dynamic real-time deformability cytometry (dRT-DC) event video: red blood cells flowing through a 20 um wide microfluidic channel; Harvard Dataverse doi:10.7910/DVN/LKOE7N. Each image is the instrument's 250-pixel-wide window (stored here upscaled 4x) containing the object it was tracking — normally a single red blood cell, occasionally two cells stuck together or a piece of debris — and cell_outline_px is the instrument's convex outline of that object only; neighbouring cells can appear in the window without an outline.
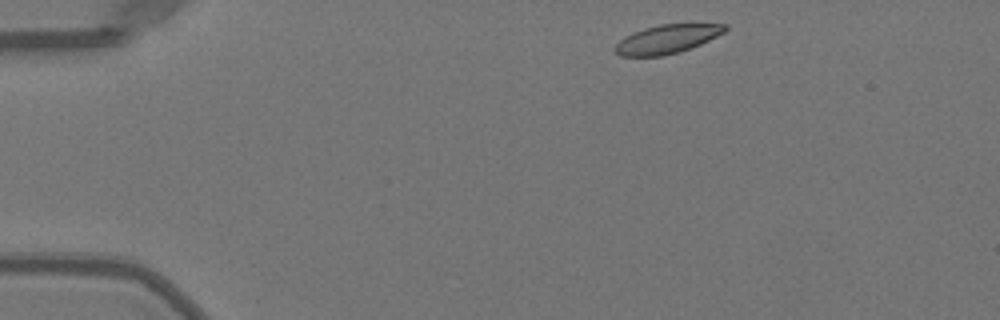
{"species": "Egyptian fruit bat (a non-hibernating species)", "species_latin": "Rousettus aegyptiacus", "temperature_condition": "warm", "stored_images_in_passage": 17, "camera_frame_rate_fps": 3000, "um_per_image_px": 0.085, "animal": {"sex": "female"}, "frame": {"image": 1, "passage_image": 2, "time_ms": 0.333, "image_size_px": [1000, 320], "cell_outline_px": [[728, 28], [724, 32], [700, 44], [680, 52], [664, 56], [620, 56], [612, 48], [624, 36], [632, 32], [644, 28], [660, 24], [728, 24]], "centroid_in_image_um": [56.66, 3.33], "position_along_channel_um": 28.3, "area_um2": 18.44}}
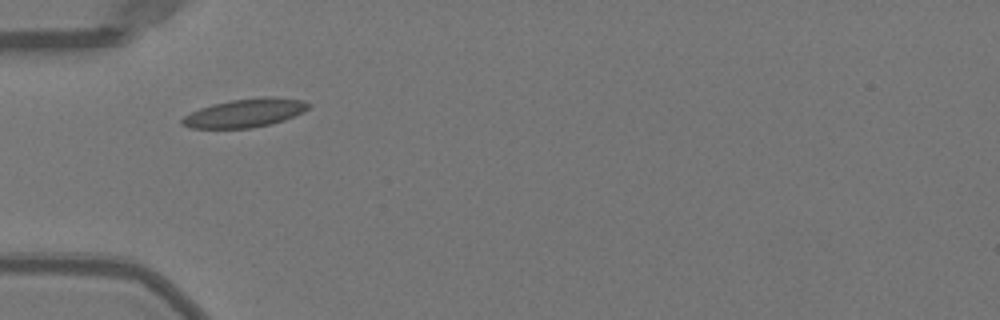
{"frame": {"image": 2, "passage_image": 10, "time_ms": 3.0, "image_size_px": [1000, 320], "cell_outline_px": [[312, 104], [304, 112], [284, 120], [272, 124], [252, 128], [192, 128], [180, 124], [180, 120], [184, 116], [200, 108], [212, 104], [232, 100], [264, 96], [272, 96], [304, 100]], "centroid_in_image_um": [20.86, 9.6], "position_along_channel_um": 64.1, "area_um2": 21.15}}
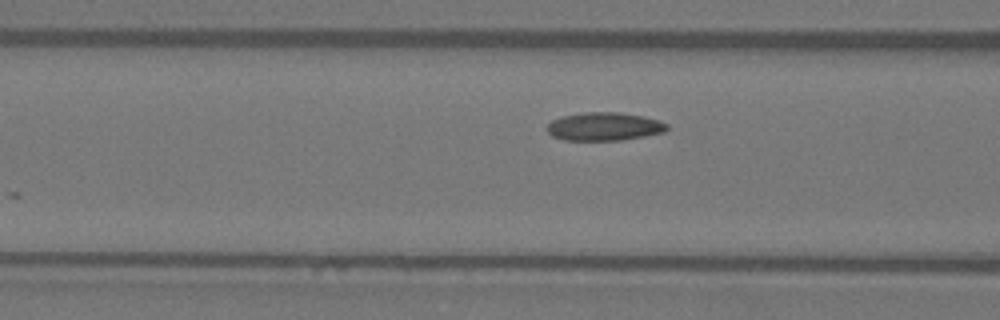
{"frame": {"image": 3, "passage_image": 14, "time_ms": 4.333, "image_size_px": [1000, 320], "cell_outline_px": [[668, 128], [664, 132], [644, 136], [620, 140], [564, 140], [552, 136], [548, 132], [548, 124], [552, 120], [560, 116], [584, 112], [616, 112], [644, 116], [660, 120], [668, 124]], "centroid_in_image_um": [51.36, 10.74], "position_along_channel_um": 115.2, "area_um2": 19.77}}